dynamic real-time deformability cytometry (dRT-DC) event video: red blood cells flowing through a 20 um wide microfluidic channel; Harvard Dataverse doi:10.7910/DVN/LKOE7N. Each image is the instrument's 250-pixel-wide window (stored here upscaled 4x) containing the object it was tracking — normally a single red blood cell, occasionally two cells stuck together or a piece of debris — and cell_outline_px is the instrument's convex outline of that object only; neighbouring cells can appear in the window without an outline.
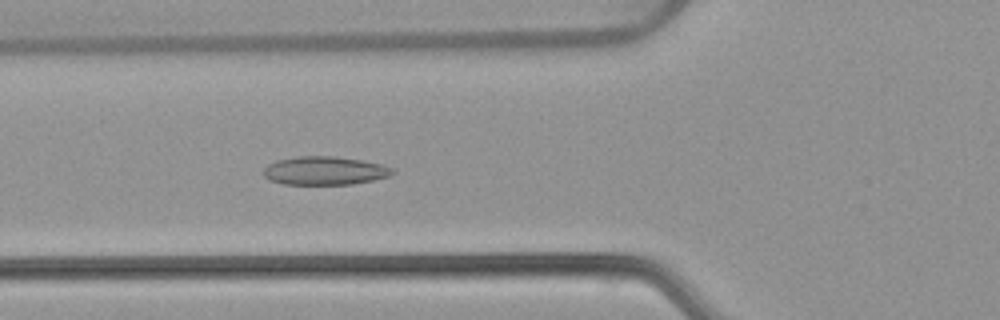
{"species": "common noctule bat (a hibernating species)", "species_latin": "Nyctalus noctula", "temperature_condition": "warm", "stored_images_in_passage": 53, "camera_frame_rate_fps": 3000, "um_per_image_px": 0.085, "animal": {"sex": "female", "body_mass_g": 22.7, "forearm_length_mm": 54.2}, "frame": {"image": 1, "passage_image": 20, "time_ms": 6.333, "image_size_px": [1000, 320], "cell_outline_px": [[396, 172], [392, 176], [352, 184], [284, 184], [268, 180], [260, 172], [268, 164], [276, 160], [300, 156], [332, 156], [360, 160], [380, 164], [392, 168]], "centroid_in_image_um": [27.56, 14.51], "position_along_channel_um": 98.2, "area_um2": 21.44}}
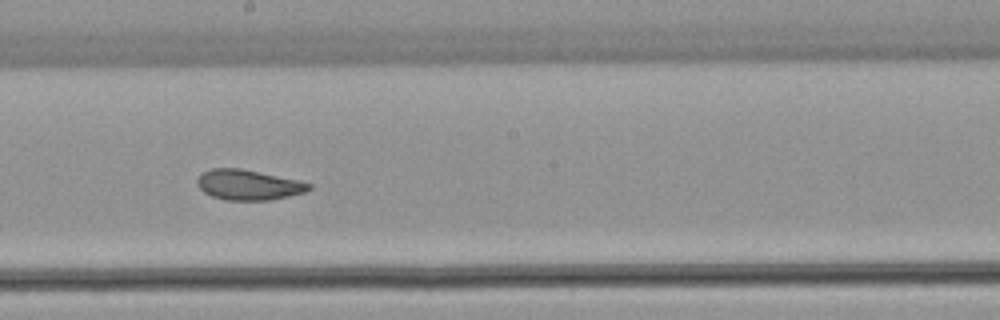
{"frame": {"image": 2, "passage_image": 30, "time_ms": 9.667, "image_size_px": [1000, 320], "cell_outline_px": [[312, 188], [304, 192], [288, 196], [268, 200], [224, 200], [212, 196], [204, 192], [196, 184], [196, 180], [204, 172], [212, 168], [240, 168], [300, 180], [312, 184]], "centroid_in_image_um": [21.12, 15.71], "position_along_channel_um": 227.1, "area_um2": 19.65}}
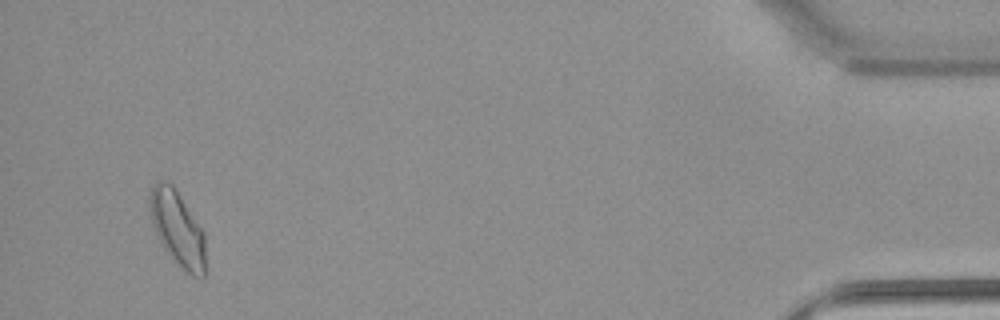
{"frame": {"image": 3, "passage_image": 51, "time_ms": 16.667, "image_size_px": [1000, 320], "cell_outline_px": [[204, 276], [200, 280], [184, 272], [172, 260], [160, 244], [148, 208], [148, 196], [156, 180], [168, 180], [172, 184], [204, 232]], "centroid_in_image_um": [15.05, 19.44], "position_along_channel_um": 420.1, "area_um2": 24.62}, "authors_computed_cell_mechanics": {"area_um2": 21.4438, "velocity_mm_per_s": 3.8649, "shape_relaxation_time_tau1_ms": null, "shape_relaxation_time_tau2_ms": 2.4946, "deformation_change_tau1": null, "deformation_change_tau2": 0.0924}}